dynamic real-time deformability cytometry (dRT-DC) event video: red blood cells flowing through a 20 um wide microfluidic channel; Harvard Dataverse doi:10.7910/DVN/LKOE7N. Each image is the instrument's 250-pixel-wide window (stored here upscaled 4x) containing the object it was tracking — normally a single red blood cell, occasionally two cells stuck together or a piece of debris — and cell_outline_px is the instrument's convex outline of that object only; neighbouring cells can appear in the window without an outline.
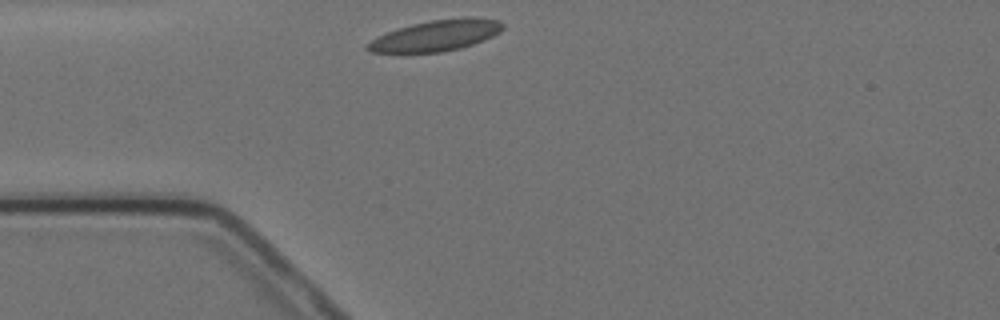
{"species": "Egyptian fruit bat (a non-hibernating species)", "species_latin": "Rousettus aegyptiacus", "temperature_condition": "cold", "stored_images_in_passage": 12, "camera_frame_rate_fps": 3000, "um_per_image_px": 0.085, "animal": {"sex": "female"}, "frame": {"image": 1, "passage_image": 1, "time_ms": 0.0, "image_size_px": [1000, 320], "cell_outline_px": [[504, 28], [500, 32], [484, 40], [460, 48], [440, 52], [372, 52], [364, 48], [376, 36], [396, 28], [412, 24], [432, 20], [464, 16], [472, 16], [500, 20], [504, 24]], "centroid_in_image_um": [37.1, 2.99], "position_along_channel_um": 47.9, "area_um2": 24.51}}
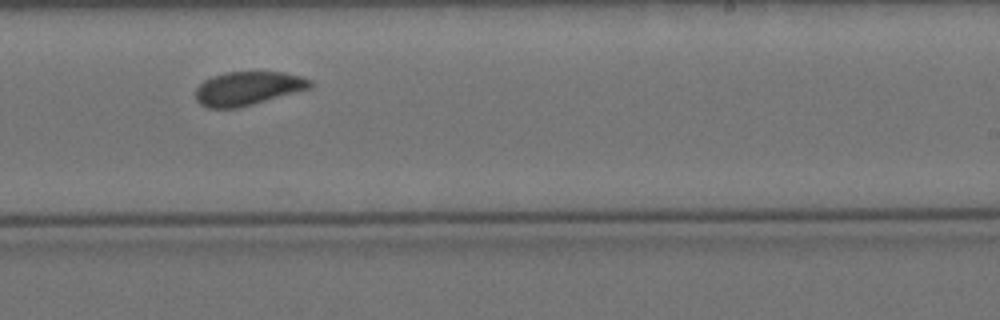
{"frame": {"image": 2, "passage_image": 7, "time_ms": 6.667, "image_size_px": [1000, 320], "cell_outline_px": [[316, 84], [312, 88], [252, 104], [236, 108], [208, 108], [200, 104], [196, 100], [196, 88], [204, 80], [212, 76], [224, 72], [284, 72], [300, 76], [312, 80]], "centroid_in_image_um": [21.09, 7.5], "position_along_channel_um": 267.9, "area_um2": 22.6}}
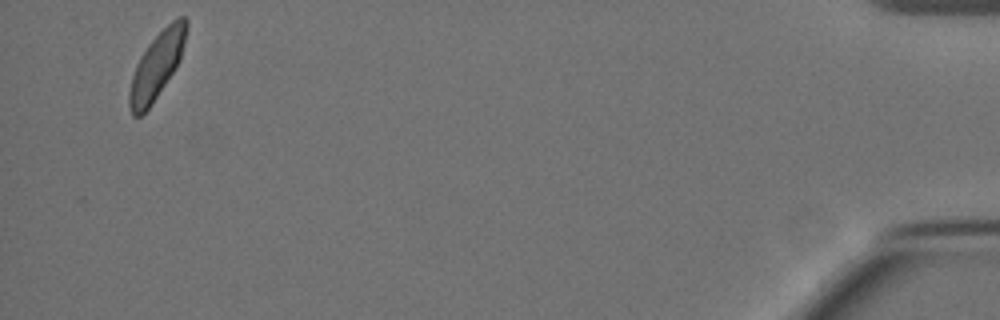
{"frame": {"image": 3, "passage_image": 12, "time_ms": 13.667, "image_size_px": [1000, 320], "cell_outline_px": [[188, 28], [180, 60], [176, 68], [152, 104], [140, 116], [132, 116], [128, 104], [128, 92], [132, 76], [136, 64], [140, 56], [148, 44], [172, 20], [180, 16], [184, 16], [188, 20]], "centroid_in_image_um": [13.32, 5.58], "position_along_channel_um": 421.9, "area_um2": 22.08}, "authors_computed_cell_mechanics": {"area_um2": 22.542, "velocity_mm_per_s": 3.4581, "shape_relaxation_time_tau1_ms": 3.3825, "shape_relaxation_time_tau2_ms": 0.9873, "deformation_change_tau1": 0.1001, "deformation_change_tau2": 0.0372}}